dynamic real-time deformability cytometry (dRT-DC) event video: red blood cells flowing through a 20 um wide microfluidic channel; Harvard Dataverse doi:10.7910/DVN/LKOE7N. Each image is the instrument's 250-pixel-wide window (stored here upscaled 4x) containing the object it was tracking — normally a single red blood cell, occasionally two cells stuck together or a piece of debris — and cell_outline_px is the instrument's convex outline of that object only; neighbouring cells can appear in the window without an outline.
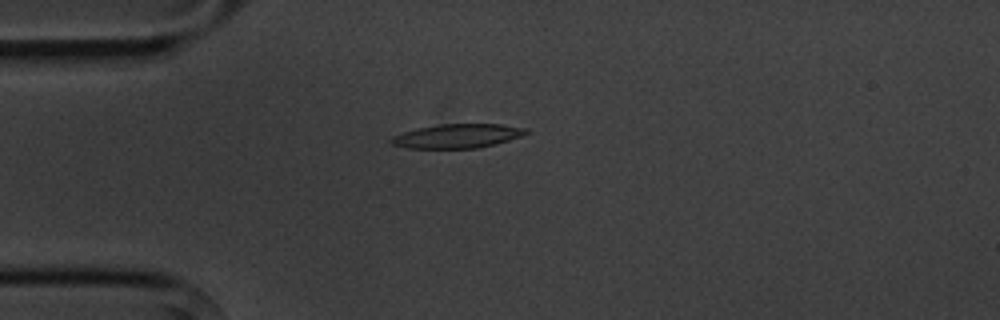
{"species": "common noctule bat (a hibernating species)", "species_latin": "Nyctalus noctula", "temperature_condition": "cold", "stored_images_in_passage": 8, "camera_frame_rate_fps": 3000, "um_per_image_px": 0.085, "animal": {"sex": "male", "body_mass_g": 20.1, "forearm_length_mm": 53.5}, "frame": {"image": 1, "passage_image": 4, "time_ms": 3.667, "image_size_px": [1000, 320], "cell_outline_px": [[532, 132], [508, 140], [476, 148], [408, 148], [392, 144], [388, 140], [392, 136], [416, 128], [440, 124], [500, 124], [528, 128]], "centroid_in_image_um": [38.87, 11.55], "position_along_channel_um": 46.1, "area_um2": 18.84}}
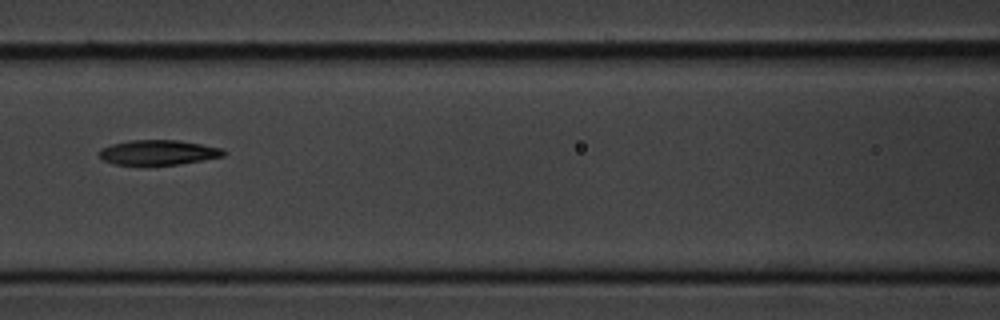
{"frame": {"image": 2, "passage_image": 7, "time_ms": 7.0, "image_size_px": [1000, 320], "cell_outline_px": [[228, 152], [224, 156], [180, 164], [112, 164], [104, 160], [96, 152], [100, 148], [112, 144], [132, 140], [180, 140], [224, 148]], "centroid_in_image_um": [13.48, 12.94], "position_along_channel_um": 153.1, "area_um2": 18.09}}
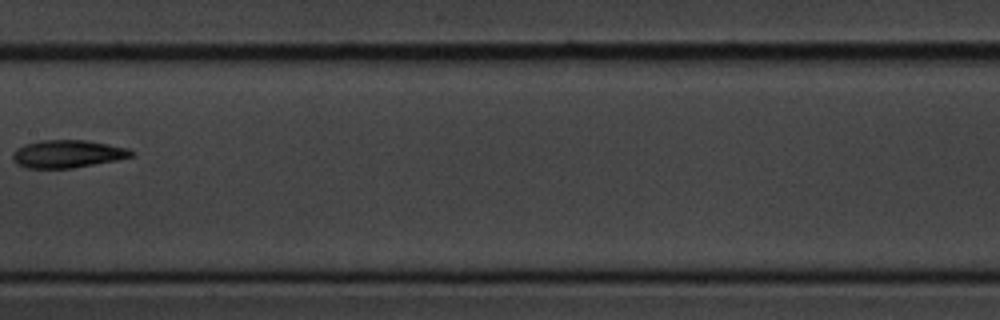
{"frame": {"image": 3, "passage_image": 8, "time_ms": 8.333, "image_size_px": [1000, 320], "cell_outline_px": [[132, 156], [116, 160], [72, 168], [24, 168], [16, 164], [12, 160], [12, 152], [16, 148], [24, 144], [40, 140], [84, 140], [108, 144], [128, 148], [132, 152]], "centroid_in_image_um": [5.66, 13.08], "position_along_channel_um": 201.7, "area_um2": 19.19}}